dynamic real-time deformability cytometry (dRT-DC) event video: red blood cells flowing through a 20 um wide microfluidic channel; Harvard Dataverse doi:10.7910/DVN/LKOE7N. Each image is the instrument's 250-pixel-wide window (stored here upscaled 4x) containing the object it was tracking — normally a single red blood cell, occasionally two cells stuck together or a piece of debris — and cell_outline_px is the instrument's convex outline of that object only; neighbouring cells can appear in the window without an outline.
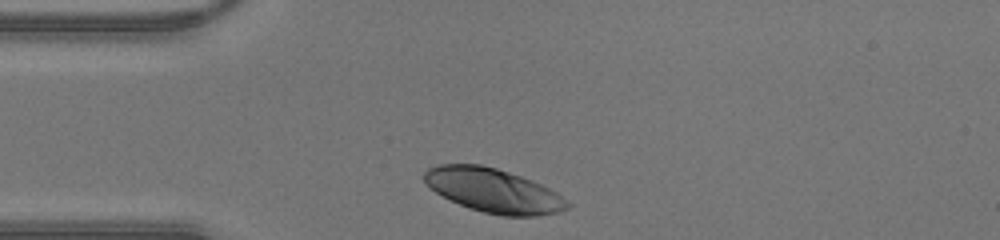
{"species": "human", "species_latin": "Homo sapiens", "temperature_condition": "warm", "stored_images_in_passage": 25, "camera_frame_rate_fps": 3000, "um_per_image_px": 0.085, "donor": {"sex": "male"}, "frame": {"image": 1, "passage_image": 1, "time_ms": 0.0, "image_size_px": [1000, 240], "cell_outline_px": [[572, 204], [568, 208], [556, 212], [536, 216], [504, 216], [484, 212], [468, 208], [436, 192], [424, 180], [424, 172], [428, 168], [440, 164], [480, 164], [496, 168], [532, 180], [556, 192], [568, 200]], "centroid_in_image_um": [41.97, 16.19], "position_along_channel_um": 43.0, "area_um2": 36.36}}
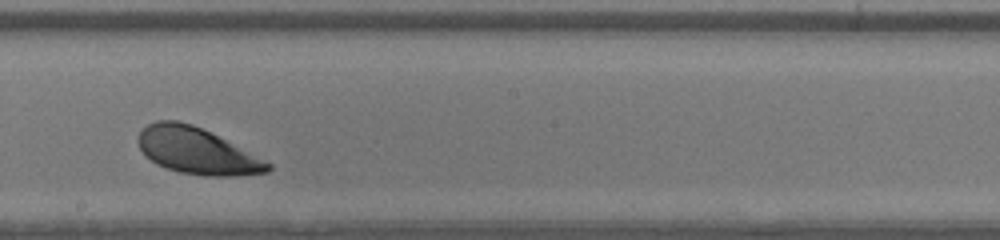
{"frame": {"image": 2, "passage_image": 15, "time_ms": 4.667, "image_size_px": [1000, 240], "cell_outline_px": [[272, 168], [268, 172], [232, 176], [204, 176], [180, 172], [156, 164], [140, 148], [136, 140], [140, 132], [148, 124], [156, 120], [176, 120], [192, 124], [272, 164]], "centroid_in_image_um": [16.69, 12.83], "position_along_channel_um": 231.5, "area_um2": 34.22}}
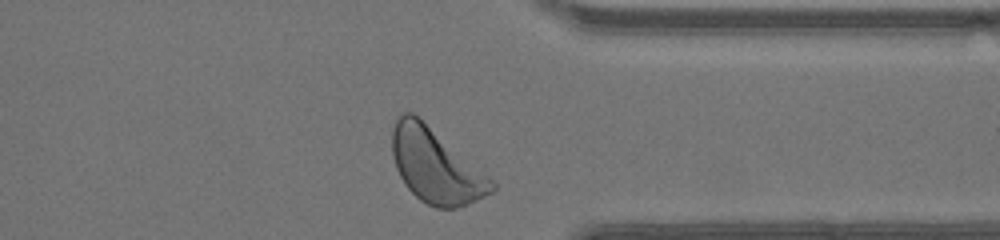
{"frame": {"image": 3, "passage_image": 25, "time_ms": 8.0, "image_size_px": [1000, 240], "cell_outline_px": [[496, 188], [492, 192], [468, 204], [456, 208], [436, 208], [420, 200], [404, 184], [396, 168], [392, 156], [392, 128], [400, 112], [412, 112], [488, 176], [496, 184]], "centroid_in_image_um": [36.99, 14.11], "position_along_channel_um": 374.4, "area_um2": 42.25}}